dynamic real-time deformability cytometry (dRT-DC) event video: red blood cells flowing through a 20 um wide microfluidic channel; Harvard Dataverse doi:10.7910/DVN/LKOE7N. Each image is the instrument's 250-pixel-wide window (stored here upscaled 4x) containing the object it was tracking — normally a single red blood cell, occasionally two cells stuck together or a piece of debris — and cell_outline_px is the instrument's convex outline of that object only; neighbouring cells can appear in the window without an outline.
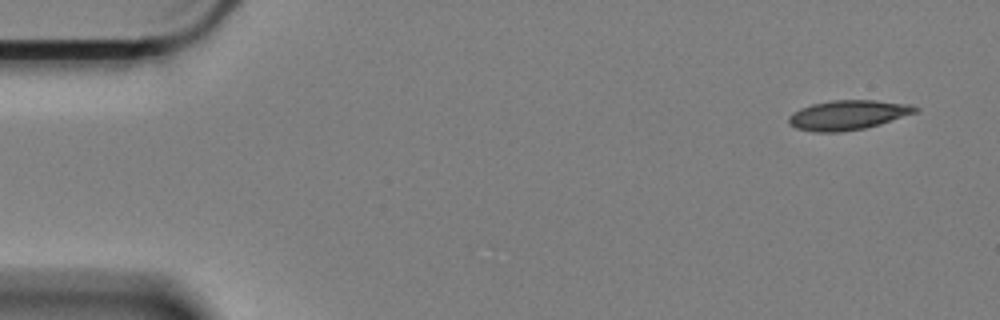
{"species": "Egyptian fruit bat (a non-hibernating species)", "species_latin": "Rousettus aegyptiacus", "temperature_condition": "cold", "stored_images_in_passage": 14, "camera_frame_rate_fps": 3000, "um_per_image_px": 0.085, "animal": {"sex": "female"}, "frame": {"image": 1, "passage_image": 1, "time_ms": 0.0, "image_size_px": [1000, 320], "cell_outline_px": [[920, 108], [916, 112], [880, 124], [864, 128], [840, 132], [812, 132], [796, 128], [788, 124], [788, 116], [792, 112], [800, 108], [812, 104], [832, 100], [876, 100], [912, 104]], "centroid_in_image_um": [72.05, 9.77], "position_along_channel_um": 13.0, "area_um2": 21.96}}
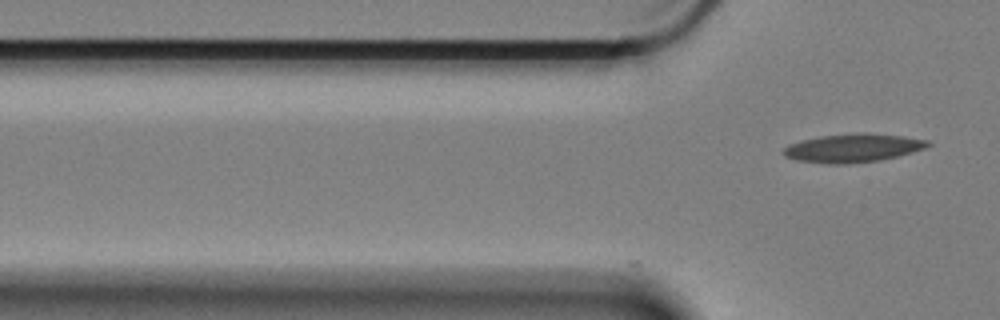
{"frame": {"image": 2, "passage_image": 14, "time_ms": 4.333, "image_size_px": [1000, 320], "cell_outline_px": [[932, 144], [924, 148], [912, 152], [880, 160], [848, 164], [828, 164], [796, 160], [784, 156], [780, 152], [788, 144], [800, 140], [820, 136], [860, 132], [864, 132], [904, 136], [928, 140]], "centroid_in_image_um": [72.45, 12.57], "position_along_channel_um": 53.3, "area_um2": 24.16}}